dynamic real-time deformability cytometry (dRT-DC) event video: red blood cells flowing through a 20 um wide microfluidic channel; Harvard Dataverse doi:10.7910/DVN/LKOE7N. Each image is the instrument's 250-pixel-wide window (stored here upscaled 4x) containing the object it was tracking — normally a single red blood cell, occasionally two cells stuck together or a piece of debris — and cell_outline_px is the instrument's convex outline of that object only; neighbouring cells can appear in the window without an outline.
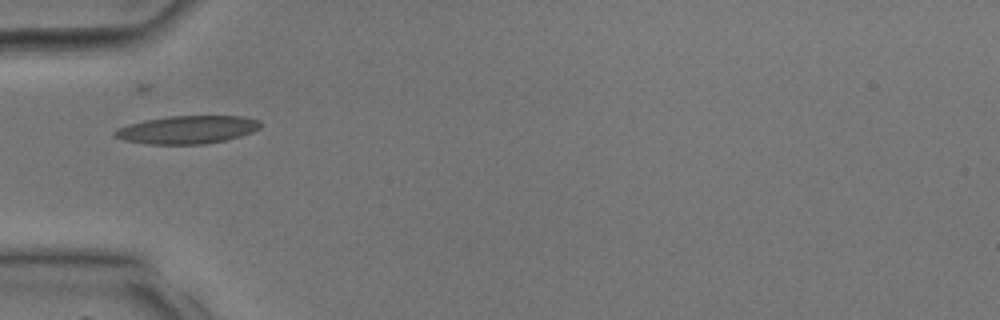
{"species": "common noctule bat (a hibernating species)", "species_latin": "Nyctalus noctula", "temperature_condition": "room temperature", "stored_images_in_passage": 22, "camera_frame_rate_fps": 3000, "um_per_image_px": 0.085, "animal": {"sex": "male", "body_mass_g": 17.9, "forearm_length_mm": 54.2}, "frame": {"image": 1, "passage_image": 1, "time_ms": 0.0, "image_size_px": [1000, 320], "cell_outline_px": [[260, 128], [252, 132], [240, 136], [224, 140], [204, 144], [148, 144], [124, 140], [112, 136], [112, 132], [116, 128], [128, 124], [144, 120], [168, 116], [244, 116], [260, 120]], "centroid_in_image_um": [15.88, 11.02], "position_along_channel_um": 69.1, "area_um2": 23.87}}
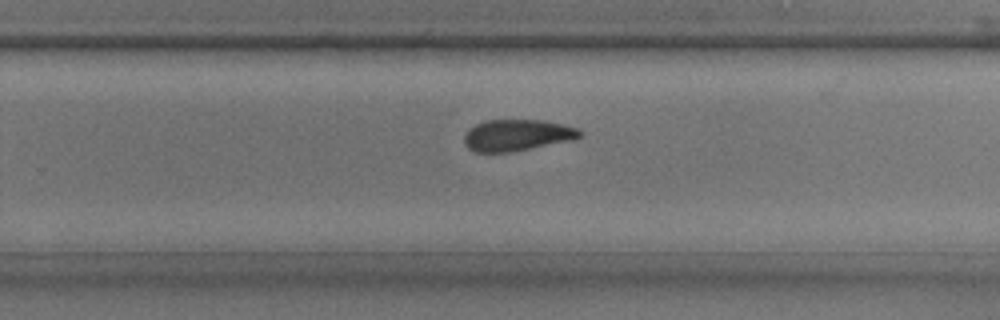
{"frame": {"image": 2, "passage_image": 13, "time_ms": 4.0, "image_size_px": [1000, 320], "cell_outline_px": [[584, 136], [572, 140], [512, 152], [472, 152], [464, 144], [464, 136], [468, 128], [484, 120], [544, 120], [580, 128], [584, 132]], "centroid_in_image_um": [43.97, 11.49], "position_along_channel_um": 285.8, "area_um2": 21.56}}
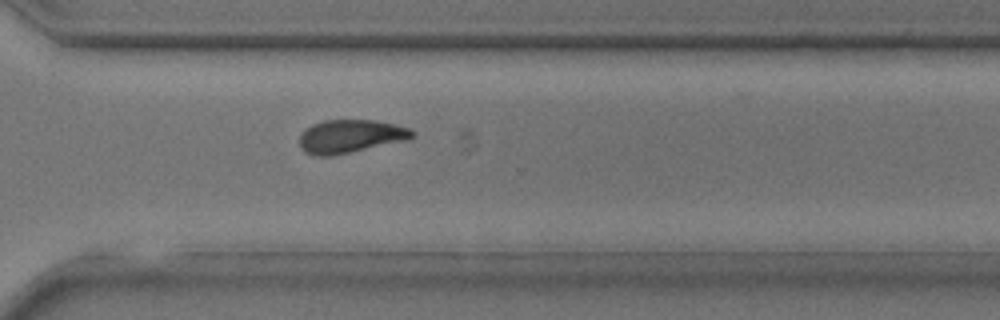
{"frame": {"image": 3, "passage_image": 16, "time_ms": 5.0, "image_size_px": [1000, 320], "cell_outline_px": [[416, 132], [408, 140], [352, 152], [332, 156], [316, 156], [304, 152], [300, 148], [300, 132], [312, 124], [324, 120], [376, 120], [396, 124], [408, 128]], "centroid_in_image_um": [29.77, 11.59], "position_along_channel_um": 340.8, "area_um2": 22.08}}